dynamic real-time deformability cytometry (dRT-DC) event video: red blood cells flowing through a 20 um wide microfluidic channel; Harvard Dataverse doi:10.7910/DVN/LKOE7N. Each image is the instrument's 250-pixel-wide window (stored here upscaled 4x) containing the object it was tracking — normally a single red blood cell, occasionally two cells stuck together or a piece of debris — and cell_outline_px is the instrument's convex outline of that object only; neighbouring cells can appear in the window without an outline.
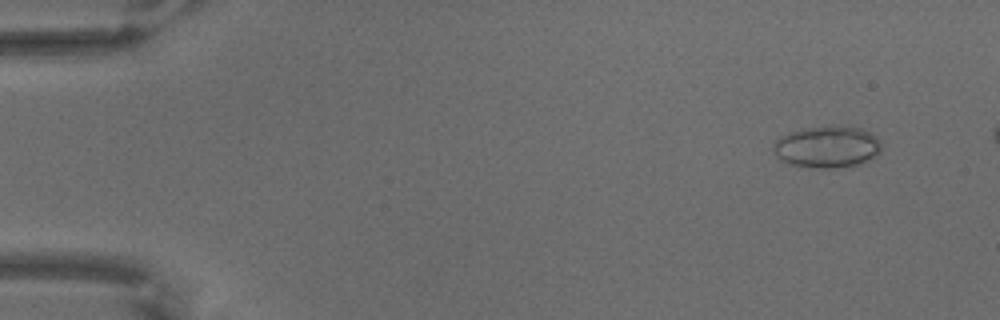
{"species": "common noctule bat (a hibernating species)", "species_latin": "Nyctalus noctula", "temperature_condition": "warm", "stored_images_in_passage": 64, "camera_frame_rate_fps": 3000, "um_per_image_px": 0.085, "animal": {"sex": "male", "body_mass_g": 18.8}, "frame": {"image": 1, "passage_image": 6, "time_ms": 1.667, "image_size_px": [1000, 320], "cell_outline_px": [[880, 152], [876, 156], [856, 164], [828, 168], [816, 168], [792, 164], [780, 160], [776, 156], [776, 140], [780, 136], [800, 128], [832, 124], [852, 124], [876, 136], [880, 140]], "centroid_in_image_um": [70.33, 12.42], "position_along_channel_um": 14.7, "area_um2": 26.47}}
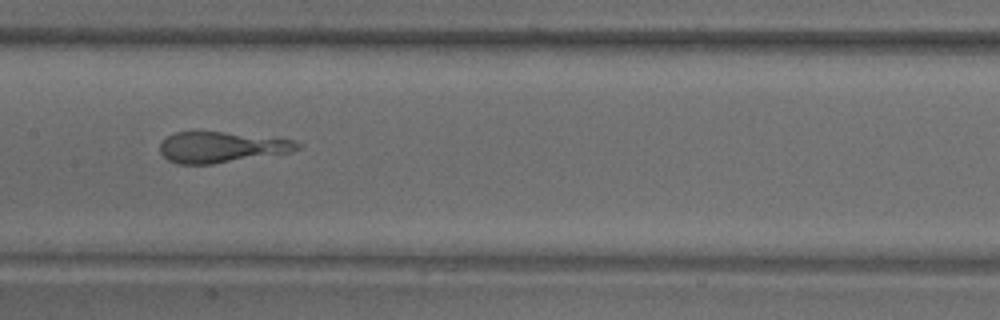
{"frame": {"image": 2, "passage_image": 35, "time_ms": 11.333, "image_size_px": [1000, 320], "cell_outline_px": [[304, 144], [300, 148], [292, 152], [212, 164], [176, 164], [168, 160], [160, 152], [160, 144], [168, 136], [176, 132], [224, 132], [296, 140]], "centroid_in_image_um": [18.86, 12.52], "position_along_channel_um": 188.5, "area_um2": 24.68}}
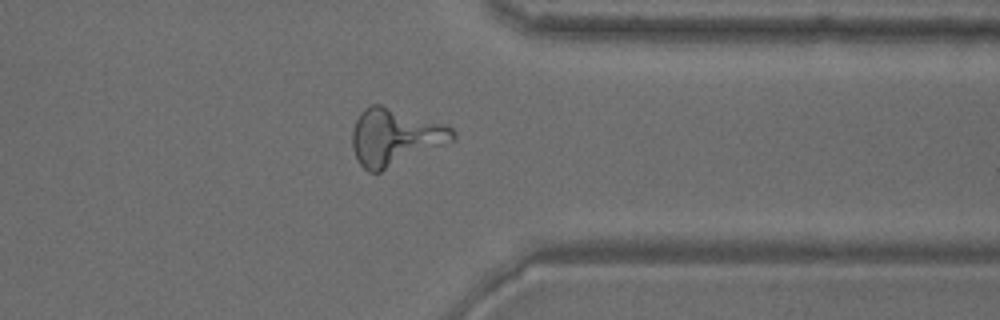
{"frame": {"image": 3, "passage_image": 54, "time_ms": 17.667, "image_size_px": [1000, 320], "cell_outline_px": [[456, 136], [452, 140], [380, 172], [368, 172], [360, 164], [352, 148], [352, 132], [356, 120], [360, 112], [364, 108], [372, 104], [380, 104], [444, 124], [452, 128], [456, 132]], "centroid_in_image_um": [33.52, 11.63], "position_along_channel_um": 377.9, "area_um2": 32.71}}